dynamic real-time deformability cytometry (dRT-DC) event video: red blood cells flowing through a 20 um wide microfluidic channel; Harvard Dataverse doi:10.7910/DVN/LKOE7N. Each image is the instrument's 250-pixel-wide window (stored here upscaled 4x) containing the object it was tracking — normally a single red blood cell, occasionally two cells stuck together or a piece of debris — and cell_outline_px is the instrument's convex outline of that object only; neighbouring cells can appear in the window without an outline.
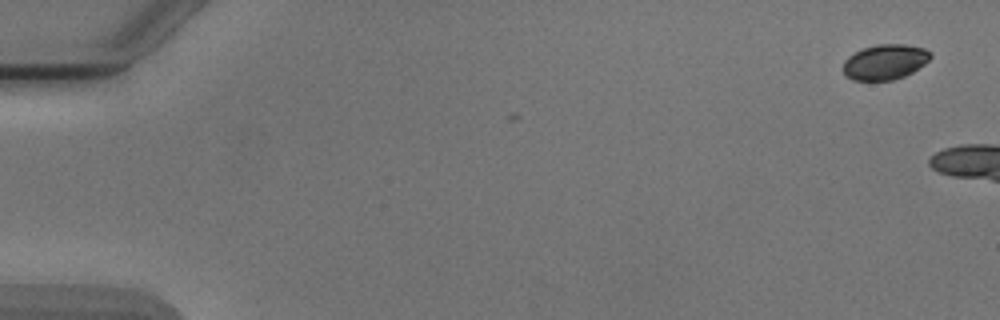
{"species": "Egyptian fruit bat (a non-hibernating species)", "species_latin": "Rousettus aegyptiacus", "temperature_condition": "cold", "stored_images_in_passage": 3, "camera_frame_rate_fps": 3000, "um_per_image_px": 0.085, "animal": {"sex": "male"}, "frame": {"image": 1, "passage_image": 1, "time_ms": 0.0, "image_size_px": [1000, 320], "cell_outline_px": [[932, 56], [924, 64], [912, 72], [904, 76], [892, 80], [852, 80], [844, 72], [844, 60], [848, 56], [864, 48], [876, 44], [904, 44], [924, 48], [932, 52]], "centroid_in_image_um": [75.24, 5.26], "position_along_channel_um": 9.8, "area_um2": 17.8}}